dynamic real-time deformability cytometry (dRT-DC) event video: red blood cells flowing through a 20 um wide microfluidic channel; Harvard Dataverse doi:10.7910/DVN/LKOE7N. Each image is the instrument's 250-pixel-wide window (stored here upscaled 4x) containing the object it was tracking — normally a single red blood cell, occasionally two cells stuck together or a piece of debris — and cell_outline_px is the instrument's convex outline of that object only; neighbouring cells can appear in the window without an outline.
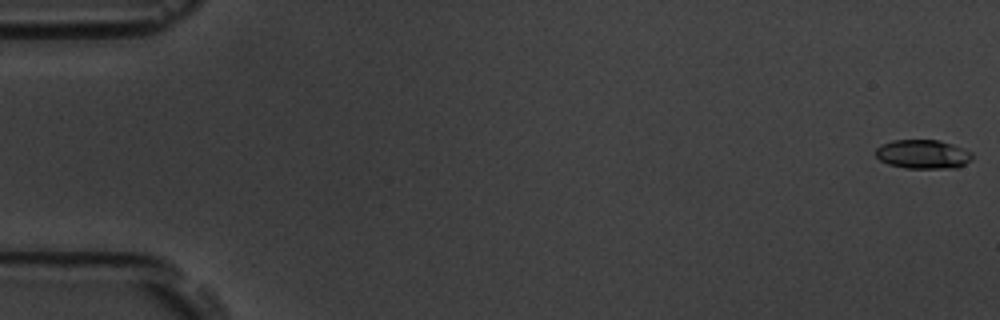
{"species": "common noctule bat (a hibernating species)", "species_latin": "Nyctalus noctula", "temperature_condition": "room temperature", "stored_images_in_passage": 51, "camera_frame_rate_fps": 3000, "um_per_image_px": 0.085, "animal": {"sex": "male", "body_mass_g": 19.5, "forearm_length_mm": 54.6}, "frame": {"image": 1, "passage_image": 1, "time_ms": 0.0, "image_size_px": [1000, 320], "cell_outline_px": [[972, 156], [964, 164], [956, 168], [904, 168], [888, 164], [880, 160], [876, 156], [876, 148], [880, 144], [892, 140], [936, 140], [952, 144], [972, 152]], "centroid_in_image_um": [78.4, 13.11], "position_along_channel_um": 6.6, "area_um2": 16.24}}
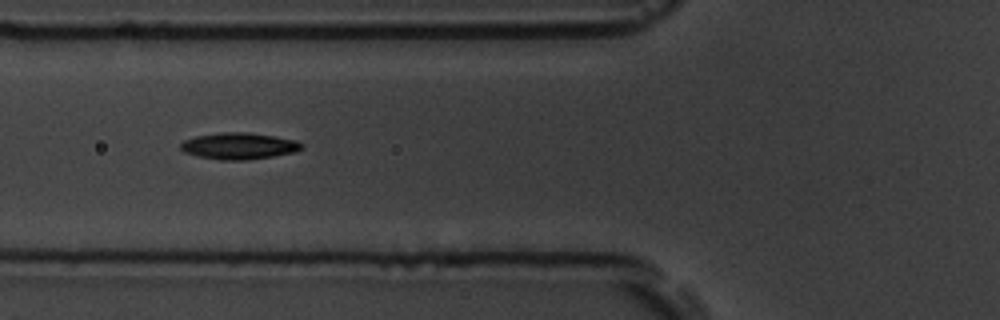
{"frame": {"image": 2, "passage_image": 21, "time_ms": 6.667, "image_size_px": [1000, 320], "cell_outline_px": [[304, 148], [292, 152], [272, 156], [248, 160], [220, 160], [196, 156], [184, 152], [180, 148], [180, 144], [184, 140], [196, 136], [224, 132], [248, 132], [296, 140], [304, 144]], "centroid_in_image_um": [20.29, 12.41], "position_along_channel_um": 105.5, "area_um2": 18.67}}
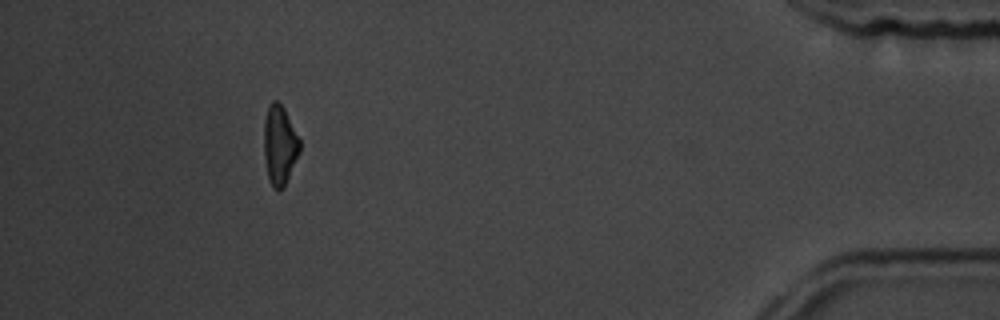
{"frame": {"image": 3, "passage_image": 50, "time_ms": 16.333, "image_size_px": [1000, 320], "cell_outline_px": [[300, 152], [284, 188], [272, 188], [268, 176], [264, 156], [264, 120], [268, 104], [272, 100], [276, 100], [284, 108], [300, 140]], "centroid_in_image_um": [23.77, 12.32], "position_along_channel_um": 411.4, "area_um2": 16.59}}